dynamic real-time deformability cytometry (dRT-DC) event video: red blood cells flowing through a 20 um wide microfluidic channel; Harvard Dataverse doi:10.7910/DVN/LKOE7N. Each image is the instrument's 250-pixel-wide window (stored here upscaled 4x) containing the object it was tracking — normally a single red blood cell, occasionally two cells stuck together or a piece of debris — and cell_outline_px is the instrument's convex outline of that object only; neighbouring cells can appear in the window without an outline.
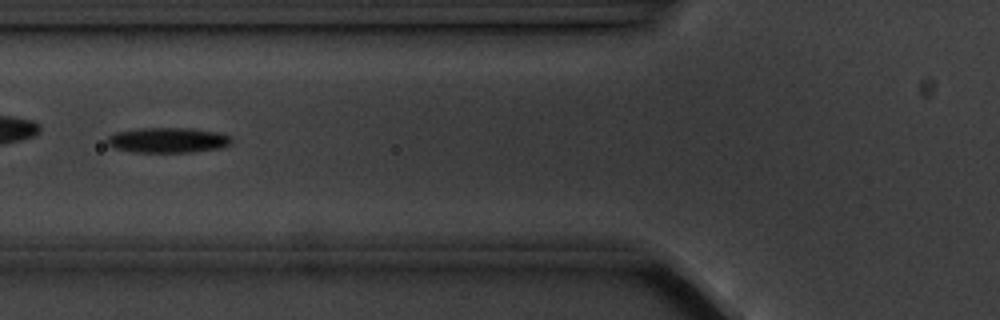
{"species": "common noctule bat (a hibernating species)", "species_latin": "Nyctalus noctula", "temperature_condition": "cold", "stored_images_in_passage": 7, "camera_frame_rate_fps": 3000, "um_per_image_px": 0.085, "animal": {"sex": "male", "body_mass_g": 20.1, "forearm_length_mm": 53.5}, "frame": {"image": 1, "passage_image": 6, "time_ms": 5.667, "image_size_px": [1000, 320], "cell_outline_px": [[232, 140], [228, 144], [220, 148], [192, 152], [132, 152], [112, 148], [108, 144], [108, 136], [116, 132], [140, 128], [192, 128], [216, 132], [228, 136]], "centroid_in_image_um": [14.22, 11.91], "position_along_channel_um": 111.6, "area_um2": 18.15}}